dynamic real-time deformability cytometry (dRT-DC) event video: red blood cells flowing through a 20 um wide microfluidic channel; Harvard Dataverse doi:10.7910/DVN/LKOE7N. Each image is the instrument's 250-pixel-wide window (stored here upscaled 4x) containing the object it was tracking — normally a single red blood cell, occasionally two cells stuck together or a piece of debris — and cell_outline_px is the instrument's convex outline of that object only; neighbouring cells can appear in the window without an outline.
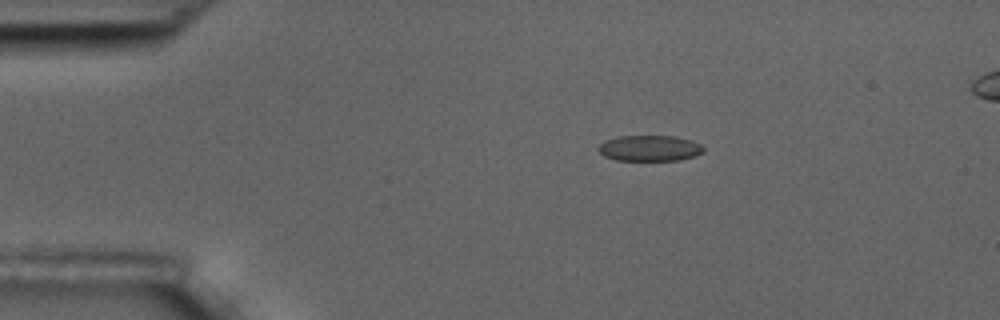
{"species": "common noctule bat (a hibernating species)", "species_latin": "Nyctalus noctula", "temperature_condition": "room temperature", "stored_images_in_passage": 6, "camera_frame_rate_fps": 3000, "um_per_image_px": 0.085, "animal": {"sex": "male", "body_mass_g": 17.5, "forearm_length_mm": 52.3}, "frame": {"image": 1, "passage_image": 3, "time_ms": 3.333, "image_size_px": [1000, 320], "cell_outline_px": [[704, 152], [696, 156], [680, 160], [616, 160], [604, 156], [596, 148], [604, 140], [616, 136], [676, 136], [692, 140], [700, 144], [704, 148]], "centroid_in_image_um": [55.22, 12.59], "position_along_channel_um": 29.8, "area_um2": 16.01}}
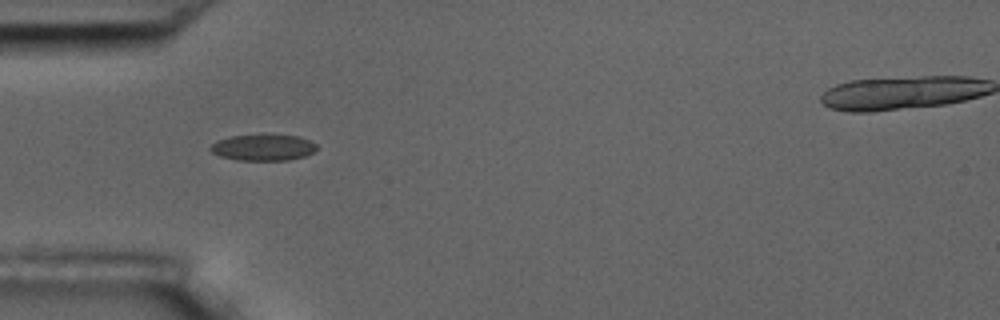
{"frame": {"image": 2, "passage_image": 5, "time_ms": 5.667, "image_size_px": [1000, 320], "cell_outline_px": [[316, 148], [312, 152], [304, 156], [288, 160], [236, 160], [220, 156], [212, 152], [208, 148], [216, 140], [232, 136], [264, 132], [300, 136], [316, 144]], "centroid_in_image_um": [22.34, 12.49], "position_along_channel_um": 62.7, "area_um2": 16.82}}